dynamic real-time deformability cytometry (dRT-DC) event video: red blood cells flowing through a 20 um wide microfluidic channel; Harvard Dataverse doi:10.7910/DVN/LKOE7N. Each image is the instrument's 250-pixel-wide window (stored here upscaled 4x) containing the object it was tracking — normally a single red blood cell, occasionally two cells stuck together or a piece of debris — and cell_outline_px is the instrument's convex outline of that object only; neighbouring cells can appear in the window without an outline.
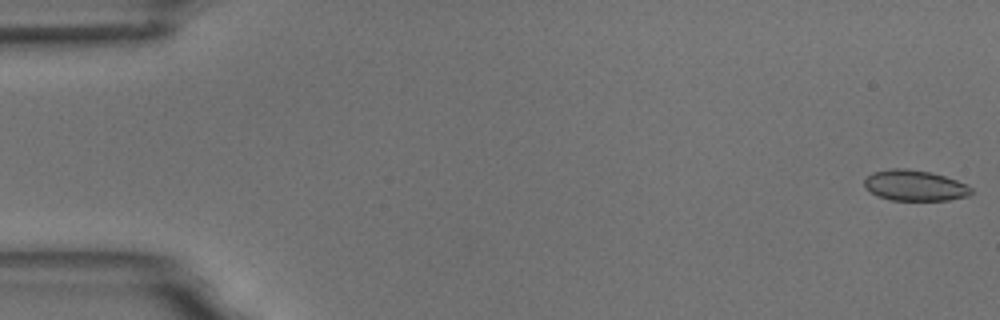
{"species": "common noctule bat (a hibernating species)", "species_latin": "Nyctalus noctula", "temperature_condition": "room temperature", "stored_images_in_passage": 6, "camera_frame_rate_fps": 3000, "um_per_image_px": 0.085, "animal": {"sex": "male", "body_mass_g": 18.8}, "frame": {"image": 1, "passage_image": 1, "time_ms": 0.0, "image_size_px": [1000, 320], "cell_outline_px": [[972, 192], [968, 196], [948, 200], [892, 200], [876, 196], [864, 184], [864, 180], [872, 172], [892, 168], [904, 168], [928, 172], [944, 176], [956, 180], [972, 188]], "centroid_in_image_um": [77.74, 15.77], "position_along_channel_um": 7.3, "area_um2": 18.9}}
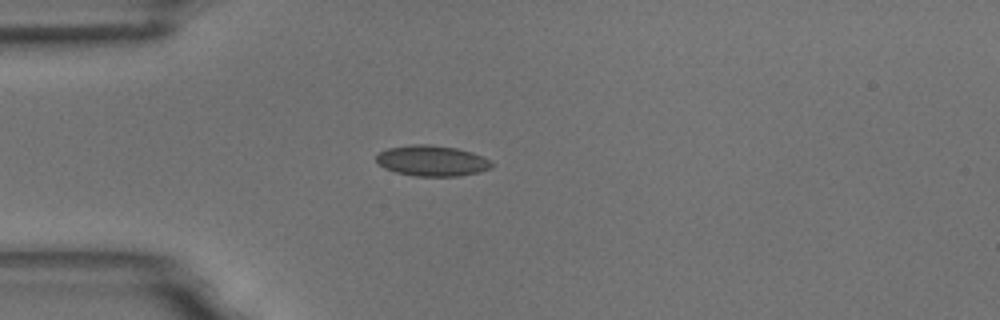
{"frame": {"image": 2, "passage_image": 5, "time_ms": 4.667, "image_size_px": [1000, 320], "cell_outline_px": [[492, 168], [480, 172], [460, 176], [416, 176], [396, 172], [384, 168], [376, 160], [376, 156], [380, 152], [388, 148], [412, 144], [428, 144], [456, 148], [472, 152], [492, 160]], "centroid_in_image_um": [36.75, 13.67], "position_along_channel_um": 48.2, "area_um2": 20.69}}